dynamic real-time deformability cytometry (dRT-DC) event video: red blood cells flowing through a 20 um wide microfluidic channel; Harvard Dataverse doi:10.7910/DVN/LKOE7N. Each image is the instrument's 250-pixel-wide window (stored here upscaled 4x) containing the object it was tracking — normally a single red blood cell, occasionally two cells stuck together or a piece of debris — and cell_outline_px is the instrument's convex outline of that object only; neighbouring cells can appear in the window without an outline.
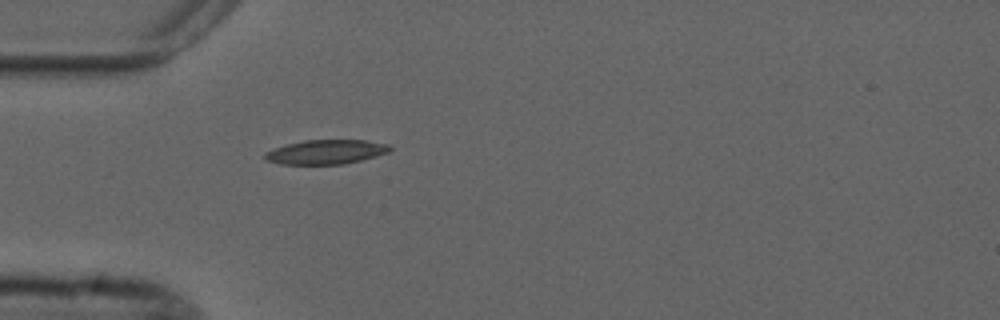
{"species": "common noctule bat (a hibernating species)", "species_latin": "Nyctalus noctula", "temperature_condition": "cold", "stored_images_in_passage": 5, "camera_frame_rate_fps": 3000, "um_per_image_px": 0.085, "animal": {"sex": "male", "forearm_length_mm": 52.5}, "frame": {"image": 1, "passage_image": 5, "time_ms": 5.333, "image_size_px": [1000, 320], "cell_outline_px": [[392, 148], [388, 152], [376, 156], [344, 164], [280, 164], [264, 160], [264, 152], [288, 144], [304, 140], [364, 140], [388, 144]], "centroid_in_image_um": [27.69, 12.92], "position_along_channel_um": 57.3, "area_um2": 17.63}}